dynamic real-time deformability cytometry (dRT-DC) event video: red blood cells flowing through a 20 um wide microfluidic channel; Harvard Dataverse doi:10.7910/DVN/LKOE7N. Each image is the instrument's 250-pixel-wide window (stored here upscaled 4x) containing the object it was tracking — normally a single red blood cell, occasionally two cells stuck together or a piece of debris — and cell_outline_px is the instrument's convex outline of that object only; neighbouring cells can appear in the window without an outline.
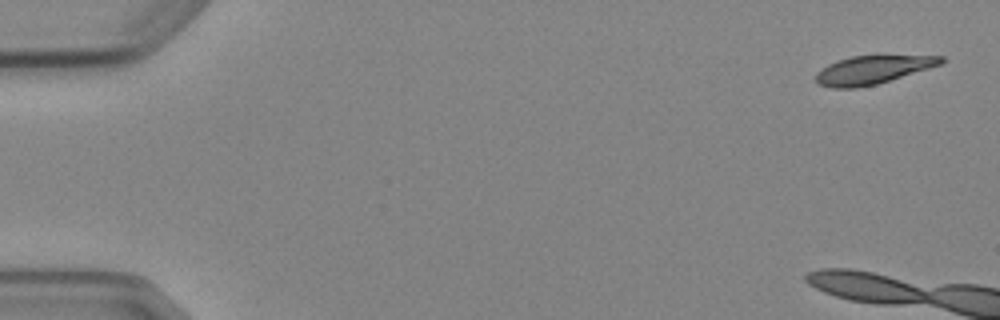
{"species": "Egyptian fruit bat (a non-hibernating species)", "species_latin": "Rousettus aegyptiacus", "temperature_condition": "cold", "stored_images_in_passage": 6, "camera_frame_rate_fps": 3000, "um_per_image_px": 0.085, "animal": {"sex": "female"}, "frame": {"image": 1, "passage_image": 1, "time_ms": 0.0, "image_size_px": [1000, 320], "cell_outline_px": [[944, 64], [876, 84], [856, 88], [832, 88], [820, 84], [816, 80], [816, 72], [828, 64], [836, 60], [852, 56], [880, 52], [944, 56]], "centroid_in_image_um": [74.27, 5.86], "position_along_channel_um": 10.7, "area_um2": 21.79}}
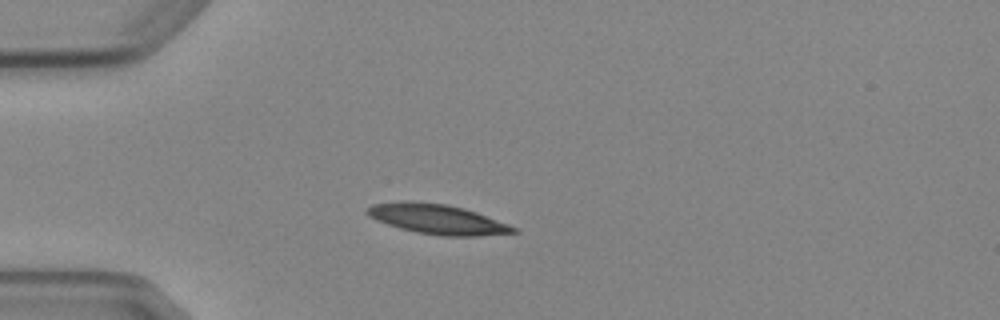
{"frame": {"image": 2, "passage_image": 6, "time_ms": 6.0, "image_size_px": [1000, 320], "cell_outline_px": [[520, 232], [480, 236], [440, 236], [416, 232], [400, 228], [376, 220], [368, 216], [364, 212], [372, 204], [404, 200], [412, 200], [444, 204], [464, 208], [476, 212], [508, 224], [516, 228]], "centroid_in_image_um": [37.15, 18.62], "position_along_channel_um": 47.9, "area_um2": 25.55}}